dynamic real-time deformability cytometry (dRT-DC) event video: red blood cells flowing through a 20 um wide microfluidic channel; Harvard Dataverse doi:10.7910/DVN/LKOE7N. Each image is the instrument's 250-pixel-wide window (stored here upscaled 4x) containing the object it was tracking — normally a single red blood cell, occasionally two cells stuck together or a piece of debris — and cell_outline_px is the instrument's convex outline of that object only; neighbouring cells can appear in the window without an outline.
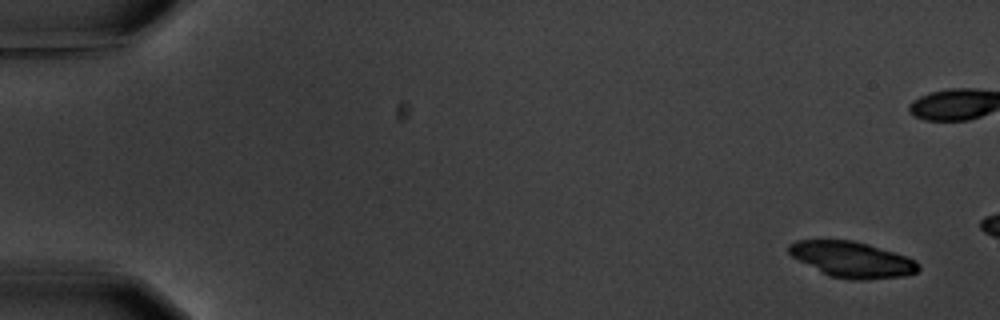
{"species": "common noctule bat (a hibernating species)", "species_latin": "Nyctalus noctula", "temperature_condition": "warm", "stored_images_in_passage": 4, "camera_frame_rate_fps": 3000, "um_per_image_px": 0.085, "animal": {"sex": "male", "body_mass_g": 20.1, "forearm_length_mm": 53.5}, "frame": {"image": 1, "passage_image": 1, "time_ms": 0.0, "image_size_px": [1000, 320], "cell_outline_px": [[920, 268], [916, 272], [904, 276], [868, 280], [852, 280], [832, 276], [792, 256], [788, 252], [788, 244], [796, 240], [852, 240], [868, 244], [916, 260], [920, 264]], "centroid_in_image_um": [72.46, 22.05], "position_along_channel_um": 12.5, "area_um2": 26.59}}